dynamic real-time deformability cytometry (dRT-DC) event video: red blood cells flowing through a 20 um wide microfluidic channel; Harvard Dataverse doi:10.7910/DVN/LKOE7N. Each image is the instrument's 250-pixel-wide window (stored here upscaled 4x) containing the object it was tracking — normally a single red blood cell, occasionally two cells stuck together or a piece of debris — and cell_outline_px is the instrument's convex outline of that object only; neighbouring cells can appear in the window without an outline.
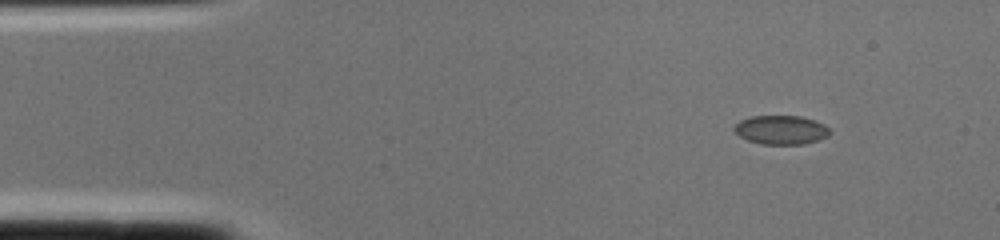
{"species": "common noctule bat (a hibernating species)", "species_latin": "Nyctalus noctula", "temperature_condition": "cold", "stored_images_in_passage": 1, "camera_frame_rate_fps": 3000, "um_per_image_px": 0.085, "animal": {"sex": "female", "body_mass_g": 22.0, "forearm_length_mm": 56.7}, "frame": {"image": 1, "passage_image": 1, "time_ms": 0.0, "image_size_px": [1000, 240], "cell_outline_px": [[832, 132], [828, 136], [820, 140], [804, 144], [760, 144], [748, 140], [740, 136], [732, 128], [740, 120], [752, 116], [800, 116], [816, 120], [824, 124]], "centroid_in_image_um": [66.42, 11.04], "position_along_channel_um": 18.6, "area_um2": 16.24}}